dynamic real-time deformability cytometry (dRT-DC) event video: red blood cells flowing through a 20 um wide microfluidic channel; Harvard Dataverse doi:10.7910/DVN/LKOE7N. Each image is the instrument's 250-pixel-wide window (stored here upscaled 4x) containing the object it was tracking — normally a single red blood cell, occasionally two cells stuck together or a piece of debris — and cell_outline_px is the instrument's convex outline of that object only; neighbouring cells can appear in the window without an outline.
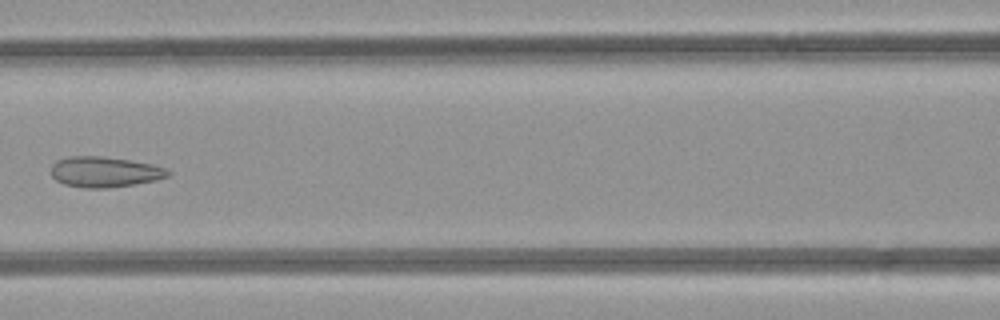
{"species": "common noctule bat (a hibernating species)", "species_latin": "Nyctalus noctula", "temperature_condition": "room temperature", "stored_images_in_passage": 8, "camera_frame_rate_fps": 3000, "um_per_image_px": 0.085, "animal": {"sex": "female", "body_mass_g": 21.9}, "frame": {"image": 1, "passage_image": 6, "time_ms": 6.667, "image_size_px": [1000, 320], "cell_outline_px": [[172, 172], [168, 176], [156, 180], [108, 188], [84, 188], [64, 184], [56, 180], [48, 172], [52, 164], [56, 160], [68, 156], [104, 156], [152, 164], [168, 168]], "centroid_in_image_um": [8.86, 14.6], "position_along_channel_um": 157.7, "area_um2": 21.04}}
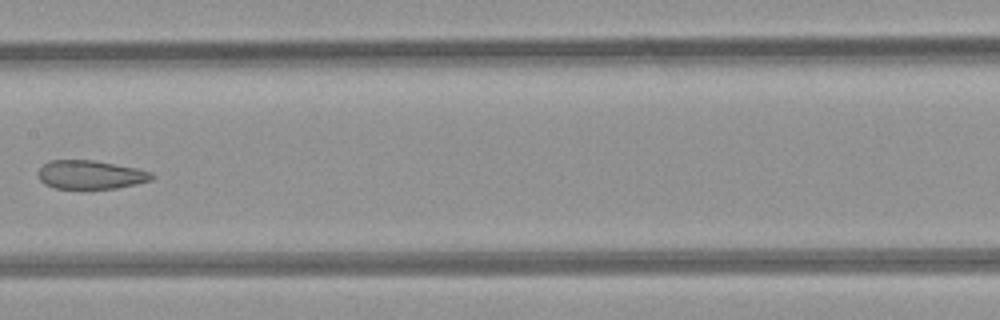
{"frame": {"image": 2, "passage_image": 7, "time_ms": 7.667, "image_size_px": [1000, 320], "cell_outline_px": [[156, 176], [152, 180], [136, 184], [116, 188], [56, 188], [44, 184], [40, 180], [36, 172], [48, 160], [92, 160], [136, 168], [152, 172]], "centroid_in_image_um": [7.69, 14.84], "position_along_channel_um": 199.7, "area_um2": 18.96}}
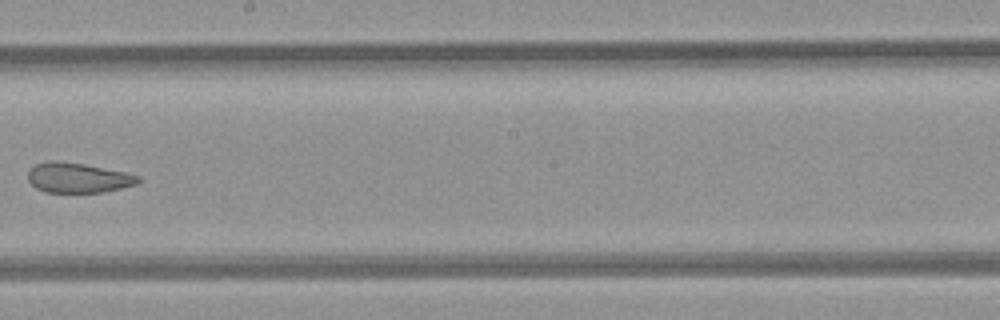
{"frame": {"image": 3, "passage_image": 8, "time_ms": 8.667, "image_size_px": [1000, 320], "cell_outline_px": [[140, 180], [136, 184], [104, 192], [48, 192], [36, 188], [28, 180], [28, 172], [36, 164], [52, 160], [56, 160], [84, 164], [124, 172], [140, 176]], "centroid_in_image_um": [6.62, 15.11], "position_along_channel_um": 241.6, "area_um2": 19.02}}